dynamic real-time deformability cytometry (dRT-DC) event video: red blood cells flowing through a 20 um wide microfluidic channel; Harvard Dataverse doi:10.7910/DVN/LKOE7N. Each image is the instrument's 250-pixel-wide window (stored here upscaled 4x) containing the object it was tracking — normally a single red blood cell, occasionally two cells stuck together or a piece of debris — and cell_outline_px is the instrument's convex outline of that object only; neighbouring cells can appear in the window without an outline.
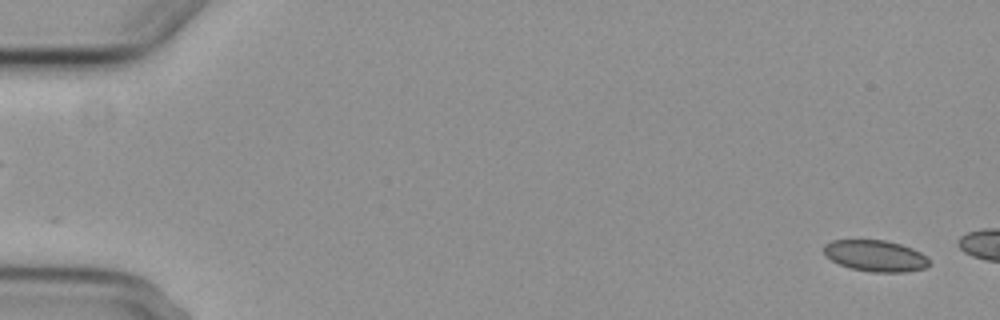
{"species": "common noctule bat (a hibernating species)", "species_latin": "Nyctalus noctula", "temperature_condition": "cold", "stored_images_in_passage": 5, "segment_of_instrument_passage": [2, 2], "camera_frame_rate_fps": 3000, "um_per_image_px": 0.085, "animal": {"sex": "female", "body_mass_g": 29.2, "forearm_length_mm": 56.3}, "frame": {"image": 1, "passage_image": 5, "time_ms": 5.667, "image_size_px": [1000, 320], "cell_outline_px": [[932, 264], [924, 268], [904, 272], [872, 272], [852, 268], [840, 264], [824, 256], [824, 244], [832, 240], [884, 240], [900, 244], [912, 248], [928, 256]], "centroid_in_image_um": [74.44, 21.74], "position_along_channel_um": 10.6, "area_um2": 19.31}}